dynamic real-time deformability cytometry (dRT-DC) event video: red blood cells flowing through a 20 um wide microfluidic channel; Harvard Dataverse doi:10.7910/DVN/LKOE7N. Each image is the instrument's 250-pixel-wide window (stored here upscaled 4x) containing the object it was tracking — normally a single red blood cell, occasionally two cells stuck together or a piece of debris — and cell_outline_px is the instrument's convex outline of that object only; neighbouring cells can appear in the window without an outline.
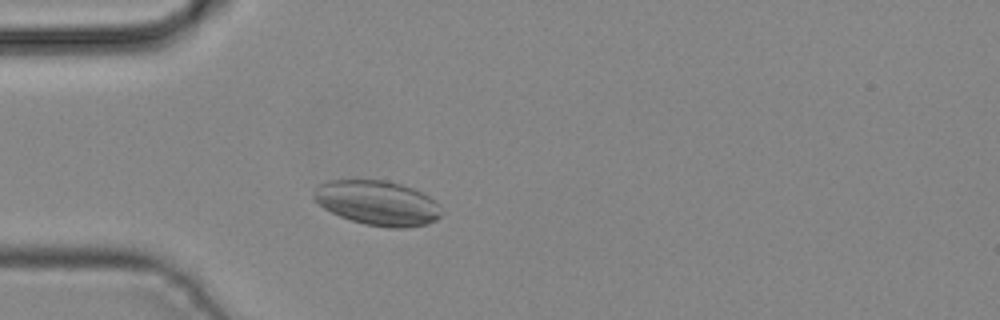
{"species": "common noctule bat (a hibernating species)", "species_latin": "Nyctalus noctula", "temperature_condition": "cold", "stored_images_in_passage": 3, "camera_frame_rate_fps": 3000, "um_per_image_px": 0.085, "animal": {"sex": "male", "body_mass_g": 19.2, "forearm_length_mm": 51.8}, "frame": {"image": 1, "passage_image": 3, "time_ms": 0.667, "image_size_px": [1000, 320], "cell_outline_px": [[444, 212], [436, 220], [428, 224], [404, 228], [392, 228], [364, 224], [340, 216], [324, 208], [312, 196], [316, 188], [320, 184], [332, 180], [384, 180], [400, 184], [412, 188], [436, 200], [440, 204]], "centroid_in_image_um": [32.14, 17.26], "position_along_channel_um": 52.9, "area_um2": 33.18}}